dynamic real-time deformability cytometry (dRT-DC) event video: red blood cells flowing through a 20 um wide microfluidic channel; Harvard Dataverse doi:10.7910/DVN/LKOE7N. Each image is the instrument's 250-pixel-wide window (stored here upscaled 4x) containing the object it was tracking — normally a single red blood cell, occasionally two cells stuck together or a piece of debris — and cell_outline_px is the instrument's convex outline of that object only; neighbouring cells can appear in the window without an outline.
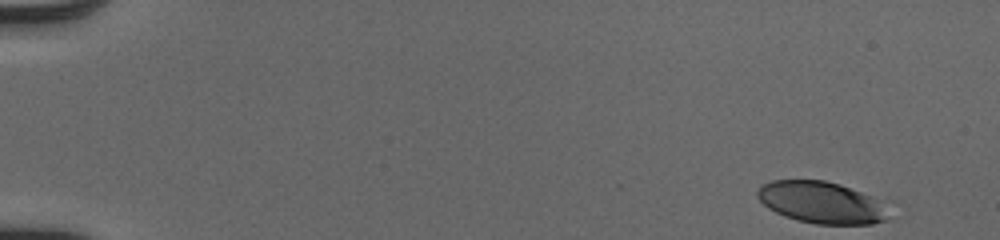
{"species": "human", "species_latin": "Homo sapiens", "temperature_condition": "cold", "stored_images_in_passage": 14, "camera_frame_rate_fps": 3000, "um_per_image_px": 0.085, "donor": {"sex": "male"}, "frame": {"image": 1, "passage_image": 1, "time_ms": 0.0, "image_size_px": [1000, 240], "cell_outline_px": [[896, 200], [888, 220], [872, 224], [816, 224], [796, 220], [784, 216], [768, 208], [756, 196], [756, 192], [764, 184], [772, 180], [824, 180], [840, 184]], "centroid_in_image_um": [70.09, 17.21], "position_along_channel_um": 14.9, "area_um2": 33.7}}
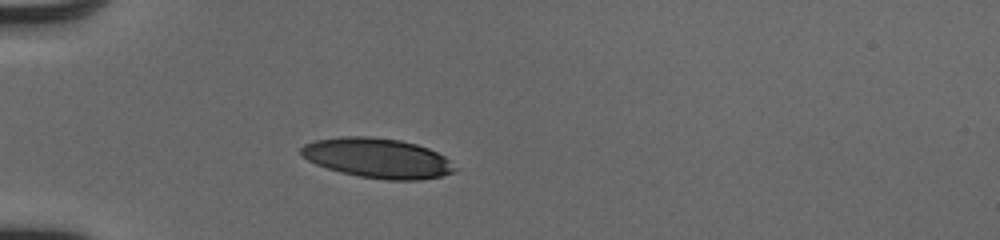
{"frame": {"image": 2, "passage_image": 14, "time_ms": 4.333, "image_size_px": [1000, 240], "cell_outline_px": [[456, 172], [440, 176], [420, 180], [388, 180], [360, 176], [340, 172], [316, 164], [300, 156], [300, 148], [304, 144], [316, 140], [340, 136], [368, 136], [400, 140], [416, 144], [428, 148], [444, 156], [456, 168]], "centroid_in_image_um": [32.07, 13.43], "position_along_channel_um": 52.9, "area_um2": 35.66}}